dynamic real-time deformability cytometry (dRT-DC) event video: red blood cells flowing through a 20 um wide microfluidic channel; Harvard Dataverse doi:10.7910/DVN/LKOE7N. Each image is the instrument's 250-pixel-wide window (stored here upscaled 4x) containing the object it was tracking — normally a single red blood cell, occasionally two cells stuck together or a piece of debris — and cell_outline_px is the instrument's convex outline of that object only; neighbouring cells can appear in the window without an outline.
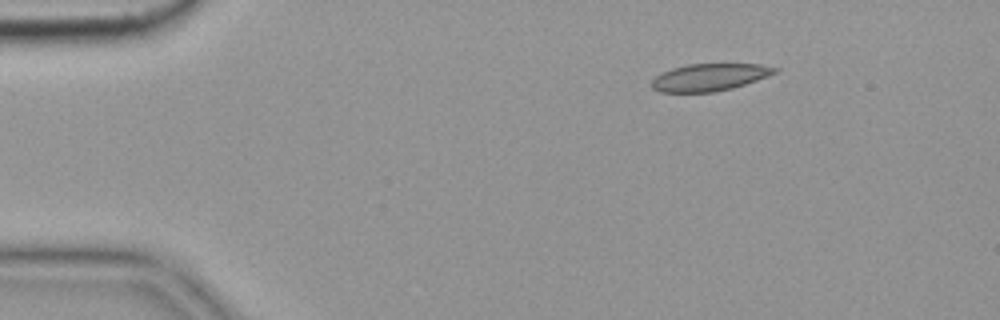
{"species": "common noctule bat (a hibernating species)", "species_latin": "Nyctalus noctula", "temperature_condition": "cold", "stored_images_in_passage": 4, "camera_frame_rate_fps": 3000, "um_per_image_px": 0.085, "animal": {"sex": "female", "body_mass_g": 19.9}, "frame": {"image": 1, "passage_image": 3, "time_ms": 0.667, "image_size_px": [1000, 320], "cell_outline_px": [[780, 68], [776, 72], [768, 76], [732, 88], [712, 92], [660, 92], [652, 88], [652, 80], [656, 76], [672, 68], [688, 64], [760, 64]], "centroid_in_image_um": [60.31, 6.56], "position_along_channel_um": 24.7, "area_um2": 19.36}}